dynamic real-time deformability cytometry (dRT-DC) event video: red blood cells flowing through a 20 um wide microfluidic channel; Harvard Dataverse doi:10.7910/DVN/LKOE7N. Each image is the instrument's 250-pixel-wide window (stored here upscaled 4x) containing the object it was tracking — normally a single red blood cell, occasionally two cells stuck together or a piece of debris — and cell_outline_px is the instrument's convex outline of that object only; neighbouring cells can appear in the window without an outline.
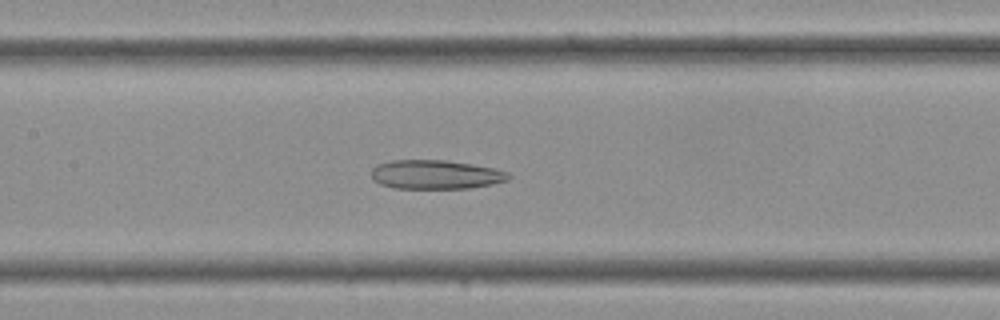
{"species": "Egyptian fruit bat (a non-hibernating species)", "species_latin": "Rousettus aegyptiacus", "temperature_condition": "cold", "stored_images_in_passage": 36, "camera_frame_rate_fps": 3000, "um_per_image_px": 0.085, "frame": {"image": 1, "passage_image": 16, "time_ms": 5.0, "image_size_px": [1000, 320], "cell_outline_px": [[512, 176], [508, 180], [492, 184], [468, 188], [392, 188], [380, 184], [372, 176], [372, 168], [376, 164], [392, 160], [444, 160], [492, 168], [508, 172]], "centroid_in_image_um": [37.01, 14.84], "position_along_channel_um": 170.4, "area_um2": 23.0}}
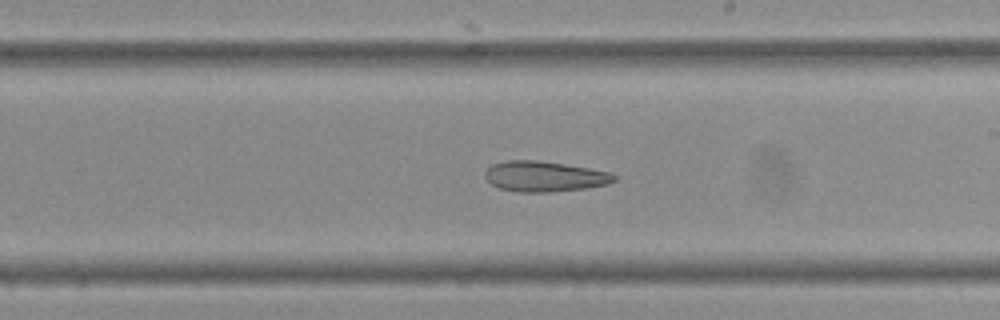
{"frame": {"image": 2, "passage_image": 20, "time_ms": 6.333, "image_size_px": [1000, 320], "cell_outline_px": [[620, 176], [616, 180], [608, 184], [588, 188], [548, 192], [520, 192], [500, 188], [492, 184], [484, 176], [484, 172], [492, 164], [508, 160], [536, 160], [564, 164], [612, 172]], "centroid_in_image_um": [46.33, 14.99], "position_along_channel_um": 242.7, "area_um2": 23.0}}
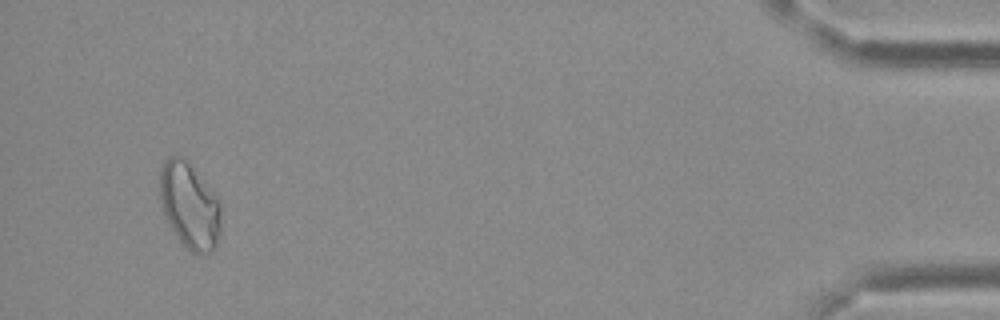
{"frame": {"image": 3, "passage_image": 34, "time_ms": 11.0, "image_size_px": [1000, 320], "cell_outline_px": [[220, 232], [216, 248], [212, 252], [204, 256], [200, 256], [192, 252], [180, 240], [164, 216], [160, 200], [160, 168], [164, 160], [168, 156], [184, 156], [188, 160], [216, 192], [220, 200]], "centroid_in_image_um": [16.14, 17.45], "position_along_channel_um": 419.1, "area_um2": 31.44}}